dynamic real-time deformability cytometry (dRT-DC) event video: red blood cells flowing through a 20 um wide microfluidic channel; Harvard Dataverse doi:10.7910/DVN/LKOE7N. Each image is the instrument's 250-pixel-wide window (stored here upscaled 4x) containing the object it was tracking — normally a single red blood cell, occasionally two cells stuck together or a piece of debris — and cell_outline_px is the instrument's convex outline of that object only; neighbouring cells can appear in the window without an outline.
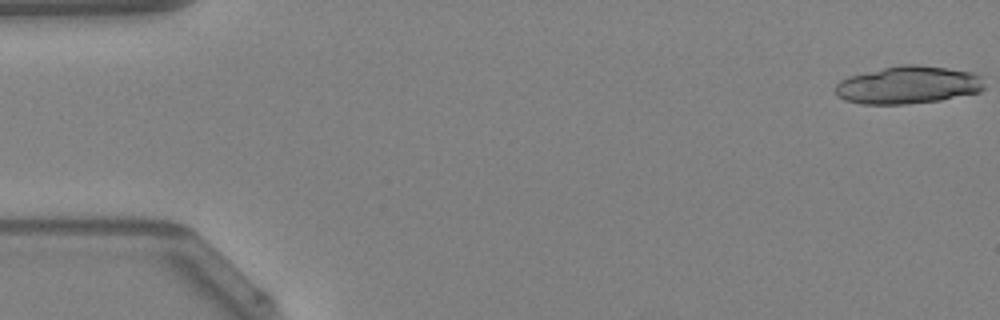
{"species": "Egyptian fruit bat (a non-hibernating species)", "species_latin": "Rousettus aegyptiacus", "temperature_condition": "warm", "stored_images_in_passage": 9, "camera_frame_rate_fps": 3000, "um_per_image_px": 0.085, "animal": {"sex": "female"}, "frame": {"image": 1, "passage_image": 1, "time_ms": 0.0, "image_size_px": [1000, 320], "cell_outline_px": [[984, 88], [980, 92], [940, 100], [908, 104], [860, 104], [844, 100], [836, 96], [836, 84], [840, 80], [848, 76], [900, 64], [920, 64], [948, 68], [972, 72], [980, 76], [984, 84]], "centroid_in_image_um": [77.17, 7.22], "position_along_channel_um": 7.8, "area_um2": 32.95}}